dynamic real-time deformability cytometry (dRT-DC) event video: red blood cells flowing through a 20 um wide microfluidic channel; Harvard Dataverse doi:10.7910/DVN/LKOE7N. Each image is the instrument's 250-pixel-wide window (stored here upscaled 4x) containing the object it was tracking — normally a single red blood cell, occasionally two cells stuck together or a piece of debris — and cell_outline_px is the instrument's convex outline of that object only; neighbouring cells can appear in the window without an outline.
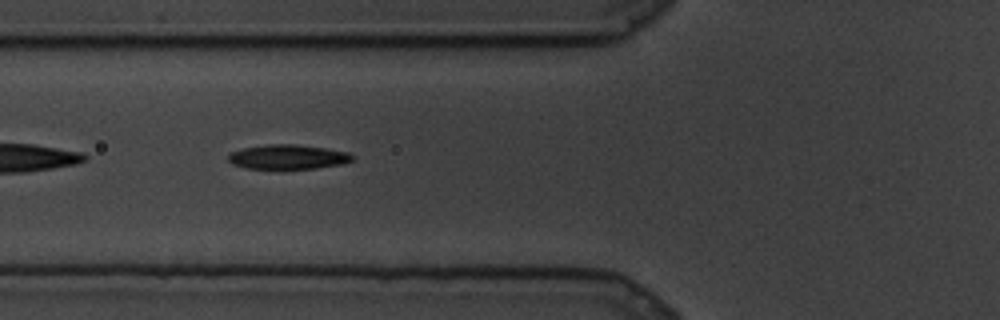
{"species": "common noctule bat (a hibernating species)", "species_latin": "Nyctalus noctula", "temperature_condition": "cold", "stored_images_in_passage": 62, "camera_frame_rate_fps": 3000, "um_per_image_px": 0.085, "animal": {"sex": "male", "body_mass_g": 19.5, "forearm_length_mm": 54.6}, "frame": {"image": 1, "passage_image": 8, "time_ms": 2.333, "image_size_px": [1000, 320], "cell_outline_px": [[352, 160], [344, 164], [316, 168], [280, 172], [244, 168], [232, 164], [228, 160], [228, 156], [232, 152], [244, 148], [268, 144], [296, 144], [324, 148], [348, 152], [352, 156]], "centroid_in_image_um": [24.43, 13.39], "position_along_channel_um": 101.4, "area_um2": 18.55}}
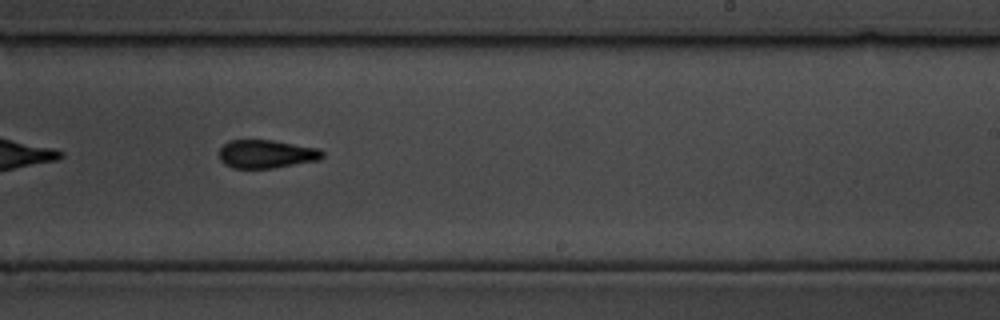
{"frame": {"image": 2, "passage_image": 29, "time_ms": 9.333, "image_size_px": [1000, 320], "cell_outline_px": [[324, 156], [320, 160], [272, 168], [232, 168], [224, 164], [220, 160], [220, 148], [228, 140], [272, 140], [320, 148], [324, 152]], "centroid_in_image_um": [22.66, 13.09], "position_along_channel_um": 266.3, "area_um2": 17.17}}
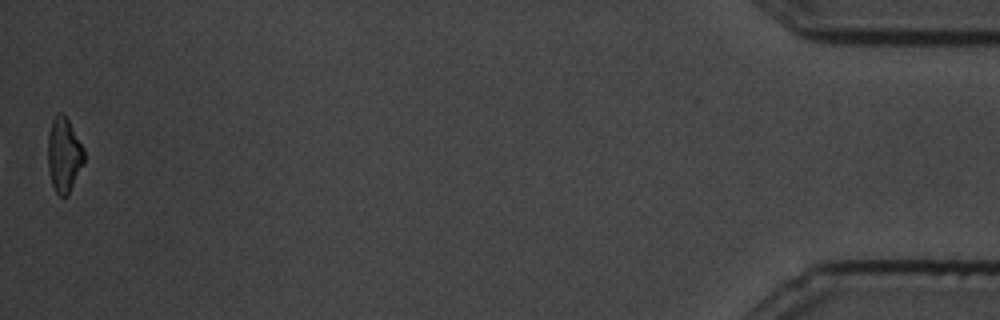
{"frame": {"image": 3, "passage_image": 61, "time_ms": 20.0, "image_size_px": [1000, 320], "cell_outline_px": [[84, 164], [68, 196], [60, 196], [56, 192], [52, 184], [48, 168], [48, 132], [52, 120], [60, 112], [68, 120], [84, 148]], "centroid_in_image_um": [5.44, 13.2], "position_along_channel_um": 429.8, "area_um2": 15.72}}